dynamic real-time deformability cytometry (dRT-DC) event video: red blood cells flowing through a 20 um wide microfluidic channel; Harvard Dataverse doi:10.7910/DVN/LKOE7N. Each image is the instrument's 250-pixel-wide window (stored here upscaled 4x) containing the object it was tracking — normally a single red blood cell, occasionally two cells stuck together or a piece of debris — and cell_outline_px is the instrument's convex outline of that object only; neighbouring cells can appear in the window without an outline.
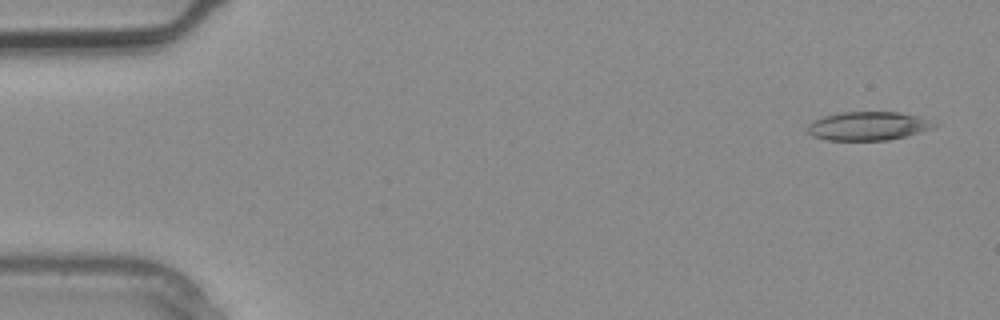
{"species": "common noctule bat (a hibernating species)", "species_latin": "Nyctalus noctula", "temperature_condition": "warm", "stored_images_in_passage": 3, "camera_frame_rate_fps": 3000, "um_per_image_px": 0.085, "animal": {"sex": "male", "body_mass_g": 20.4}, "frame": {"image": 1, "passage_image": 1, "time_ms": 0.0, "image_size_px": [1000, 320], "cell_outline_px": [[940, 124], [936, 128], [888, 140], [828, 140], [812, 136], [808, 132], [808, 124], [824, 116], [840, 112], [896, 112], [916, 116]], "centroid_in_image_um": [73.8, 10.71], "position_along_channel_um": 11.2, "area_um2": 20.98}}
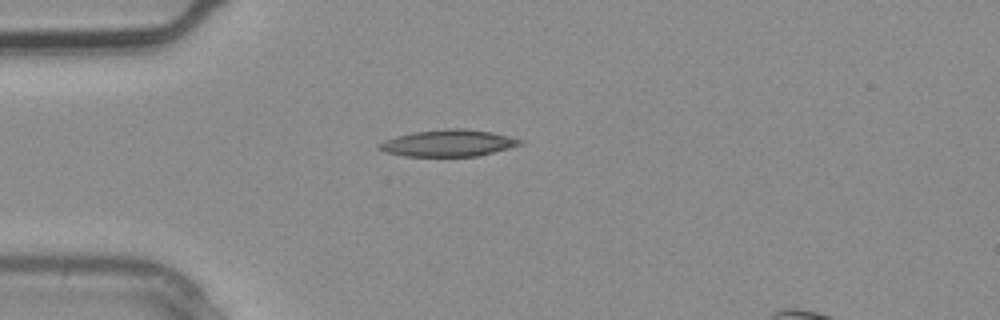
{"frame": {"image": 2, "passage_image": 3, "time_ms": 0.667, "image_size_px": [1000, 320], "cell_outline_px": [[524, 144], [476, 156], [404, 156], [384, 152], [376, 148], [384, 140], [396, 136], [412, 132], [448, 128], [464, 128], [492, 132], [524, 140]], "centroid_in_image_um": [38.09, 12.16], "position_along_channel_um": 46.9, "area_um2": 21.96}}